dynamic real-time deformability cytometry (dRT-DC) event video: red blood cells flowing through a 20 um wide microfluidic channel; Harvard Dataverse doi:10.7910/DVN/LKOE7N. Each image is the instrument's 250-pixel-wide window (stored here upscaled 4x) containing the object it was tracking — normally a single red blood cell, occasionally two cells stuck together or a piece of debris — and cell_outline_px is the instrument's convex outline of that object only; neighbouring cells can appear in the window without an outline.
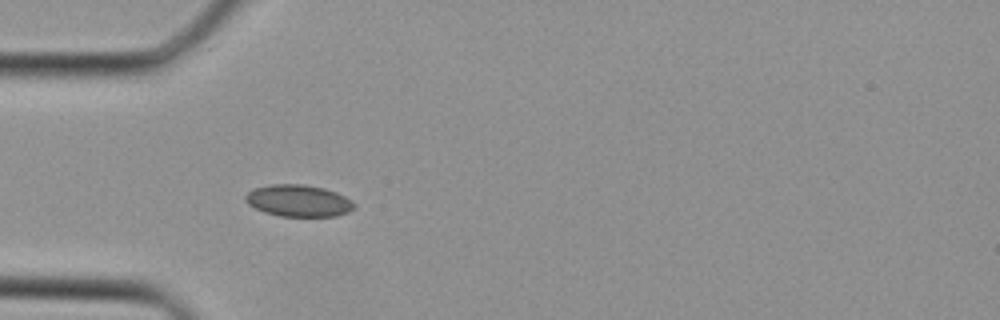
{"species": "Egyptian fruit bat (a non-hibernating species)", "species_latin": "Rousettus aegyptiacus", "temperature_condition": "cold", "stored_images_in_passage": 24, "camera_frame_rate_fps": 3000, "um_per_image_px": 0.085, "animal": {"sex": "female"}, "frame": {"image": 1, "passage_image": 1, "time_ms": 0.0, "image_size_px": [1000, 320], "cell_outline_px": [[356, 208], [348, 212], [336, 216], [280, 216], [264, 212], [248, 204], [244, 200], [244, 196], [252, 188], [272, 184], [304, 184], [324, 188], [336, 192], [352, 200], [356, 204]], "centroid_in_image_um": [25.37, 17.05], "position_along_channel_um": 59.6, "area_um2": 20.35}}
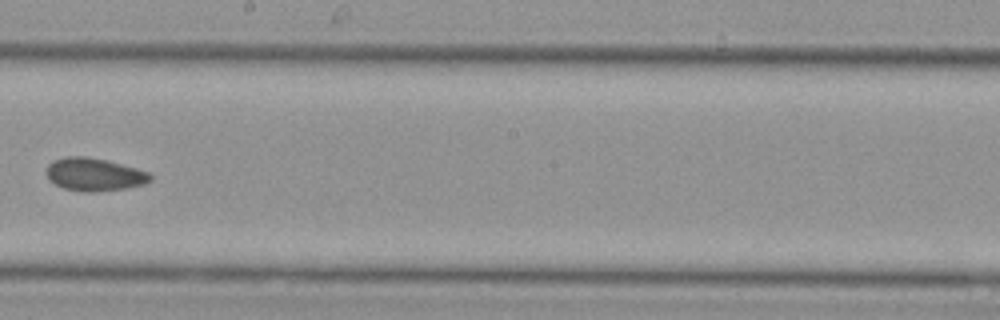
{"frame": {"image": 2, "passage_image": 11, "time_ms": 3.333, "image_size_px": [1000, 320], "cell_outline_px": [[152, 180], [144, 184], [128, 188], [92, 192], [84, 192], [64, 188], [48, 180], [48, 164], [64, 156], [84, 156], [104, 160], [136, 168], [148, 172], [152, 176]], "centroid_in_image_um": [8.03, 14.84], "position_along_channel_um": 240.2, "area_um2": 19.71}}
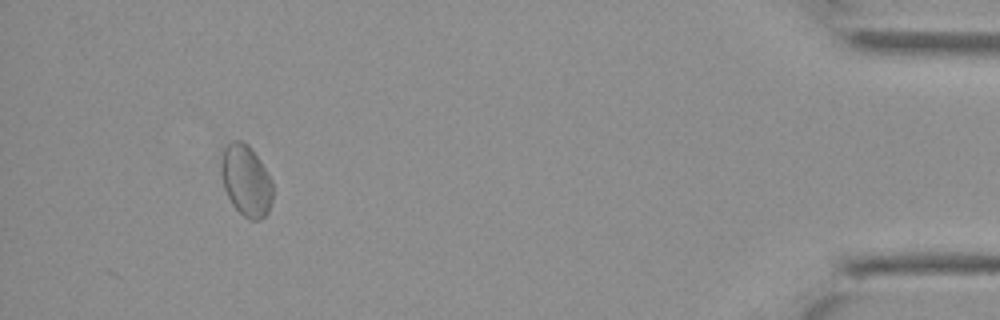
{"frame": {"image": 3, "passage_image": 24, "time_ms": 7.667, "image_size_px": [1000, 320], "cell_outline_px": [[272, 200], [268, 212], [260, 220], [248, 220], [232, 204], [224, 188], [220, 172], [220, 156], [224, 148], [232, 140], [240, 140], [248, 144], [260, 160], [272, 180]], "centroid_in_image_um": [20.9, 15.33], "position_along_channel_um": 414.3, "area_um2": 21.62}}